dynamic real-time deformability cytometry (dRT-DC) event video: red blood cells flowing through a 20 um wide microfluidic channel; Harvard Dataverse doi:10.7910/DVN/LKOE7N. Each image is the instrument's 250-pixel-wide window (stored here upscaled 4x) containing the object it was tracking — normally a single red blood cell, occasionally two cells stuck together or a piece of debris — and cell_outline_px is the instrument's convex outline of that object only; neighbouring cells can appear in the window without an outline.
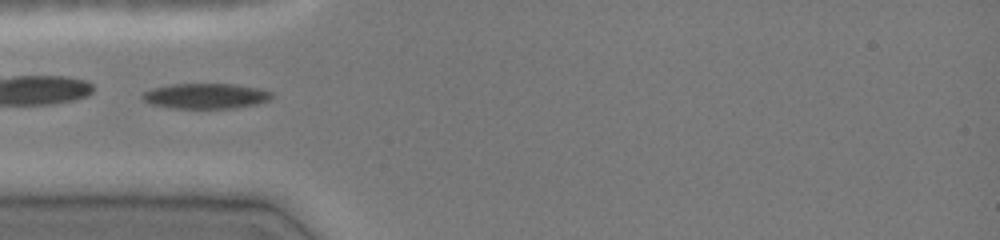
{"species": "common noctule bat (a hibernating species)", "species_latin": "Nyctalus noctula", "temperature_condition": "cold", "stored_images_in_passage": 27, "camera_frame_rate_fps": 3000, "um_per_image_px": 0.085, "animal": {"sex": "female", "body_mass_g": 19.0, "forearm_length_mm": 51.5}, "frame": {"image": 1, "passage_image": 1, "time_ms": 0.0, "image_size_px": [1000, 240], "cell_outline_px": [[272, 96], [268, 100], [256, 104], [232, 108], [172, 108], [152, 104], [144, 100], [140, 96], [144, 92], [152, 88], [172, 84], [236, 84], [256, 88], [272, 92]], "centroid_in_image_um": [17.46, 8.16], "position_along_channel_um": 67.5, "area_um2": 18.9}}
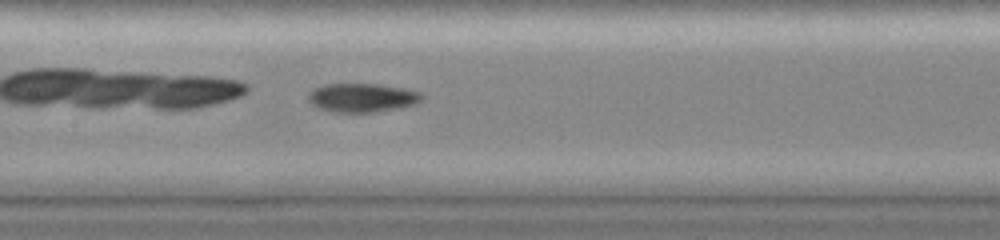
{"frame": {"image": 2, "passage_image": 9, "time_ms": 2.667, "image_size_px": [1000, 240], "cell_outline_px": [[424, 96], [416, 104], [400, 108], [372, 112], [332, 112], [320, 108], [312, 104], [308, 100], [308, 92], [312, 88], [324, 84], [380, 84], [404, 88], [424, 92]], "centroid_in_image_um": [30.8, 8.29], "position_along_channel_um": 176.6, "area_um2": 19.31}}
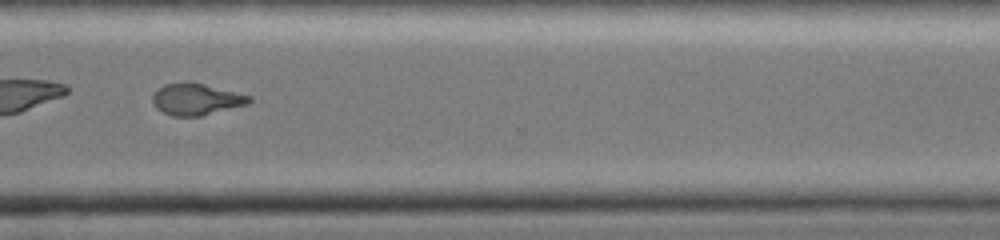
{"frame": {"image": 3, "passage_image": 22, "time_ms": 7.0, "image_size_px": [1000, 240], "cell_outline_px": [[252, 100], [248, 104], [200, 116], [172, 116], [156, 108], [152, 100], [152, 96], [156, 88], [164, 84], [204, 84], [252, 96]], "centroid_in_image_um": [16.68, 8.46], "position_along_channel_um": 353.9, "area_um2": 17.4}, "authors_computed_cell_mechanics": {"area_um2": 18.7272, "velocity_mm_per_s": 4.0883, "shape_relaxation_time_tau1_ms": null, "shape_relaxation_time_tau2_ms": 3.6526, "deformation_change_tau1": null, "deformation_change_tau2": 0.0988}}